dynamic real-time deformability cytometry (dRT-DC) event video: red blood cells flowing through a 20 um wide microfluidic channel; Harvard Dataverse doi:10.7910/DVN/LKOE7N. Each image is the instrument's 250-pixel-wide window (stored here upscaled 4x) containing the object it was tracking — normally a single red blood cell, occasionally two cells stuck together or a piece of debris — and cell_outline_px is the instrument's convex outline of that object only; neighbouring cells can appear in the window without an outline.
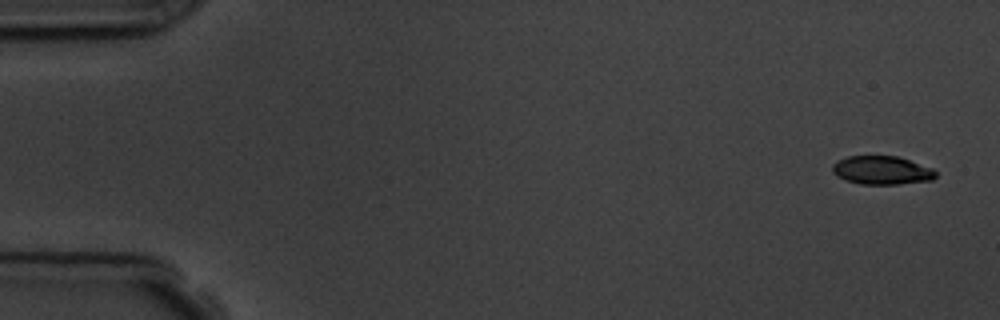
{"species": "common noctule bat (a hibernating species)", "species_latin": "Nyctalus noctula", "temperature_condition": "room temperature", "stored_images_in_passage": 5, "camera_frame_rate_fps": 3000, "um_per_image_px": 0.085, "animal": {"sex": "male", "body_mass_g": 19.5, "forearm_length_mm": 54.6}, "frame": {"image": 1, "passage_image": 1, "time_ms": 0.0, "image_size_px": [1000, 320], "cell_outline_px": [[936, 176], [932, 180], [896, 184], [860, 184], [844, 180], [836, 176], [832, 172], [832, 164], [848, 156], [896, 156], [932, 168], [936, 172]], "centroid_in_image_um": [74.92, 14.48], "position_along_channel_um": 10.1, "area_um2": 17.05}}
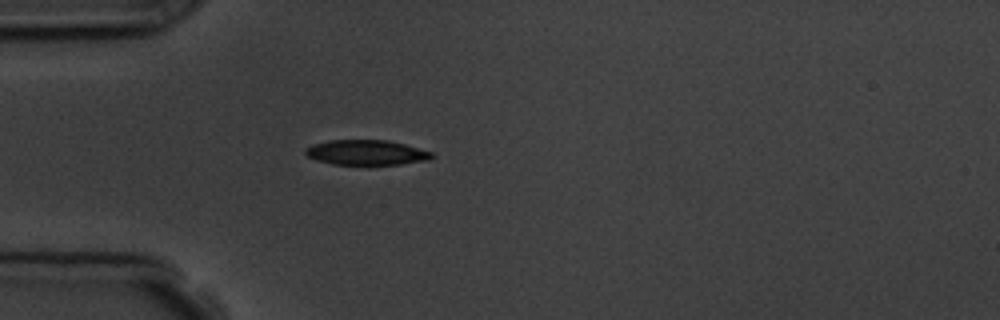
{"frame": {"image": 2, "passage_image": 5, "time_ms": 4.667, "image_size_px": [1000, 320], "cell_outline_px": [[436, 156], [428, 160], [400, 164], [332, 164], [316, 160], [308, 156], [304, 152], [304, 148], [312, 144], [328, 140], [388, 140], [404, 144], [432, 152]], "centroid_in_image_um": [31.12, 12.95], "position_along_channel_um": 53.9, "area_um2": 18.44}}